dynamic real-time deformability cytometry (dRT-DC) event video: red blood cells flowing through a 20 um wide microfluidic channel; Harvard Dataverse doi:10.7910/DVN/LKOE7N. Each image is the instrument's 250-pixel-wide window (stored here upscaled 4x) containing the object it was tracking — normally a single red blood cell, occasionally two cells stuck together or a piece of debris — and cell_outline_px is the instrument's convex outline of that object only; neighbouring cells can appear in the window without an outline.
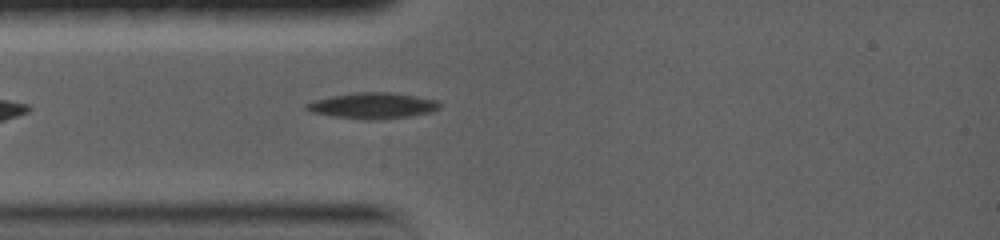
{"species": "common noctule bat (a hibernating species)", "species_latin": "Nyctalus noctula", "temperature_condition": "warm", "stored_images_in_passage": 41, "camera_frame_rate_fps": 5000, "um_per_image_px": 0.085, "animal": {"sex": "female", "body_mass_g": 19.0, "forearm_length_mm": 56.7}, "frame": {"image": 1, "passage_image": 1, "time_ms": 0.0, "image_size_px": [1000, 240], "cell_outline_px": [[440, 108], [432, 112], [408, 116], [372, 120], [364, 120], [332, 116], [308, 112], [304, 108], [304, 104], [312, 100], [332, 96], [356, 92], [388, 92], [416, 96], [436, 100], [440, 104]], "centroid_in_image_um": [31.62, 8.98], "position_along_channel_um": 53.4, "area_um2": 20.23}}
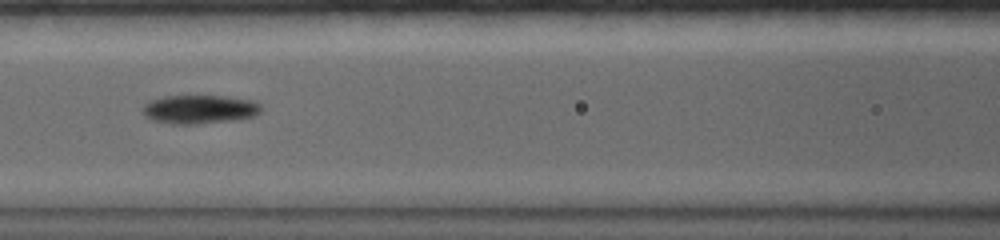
{"frame": {"image": 2, "passage_image": 6, "time_ms": 2.6, "image_size_px": [1000, 240], "cell_outline_px": [[260, 112], [252, 116], [224, 120], [188, 124], [172, 124], [156, 120], [148, 116], [144, 112], [144, 104], [148, 100], [164, 96], [228, 96], [252, 100], [260, 104]], "centroid_in_image_um": [16.94, 9.26], "position_along_channel_um": 149.7, "area_um2": 19.19}}
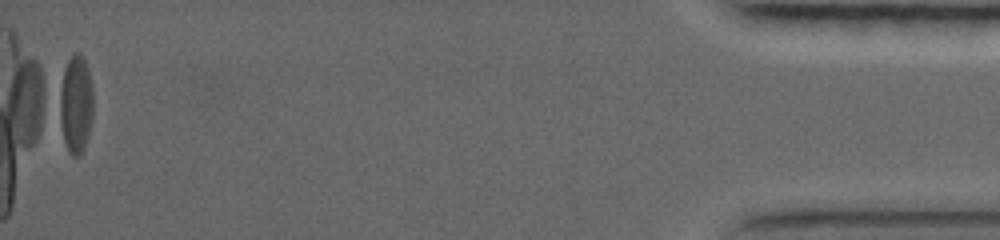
{"frame": {"image": 3, "passage_image": 40, "time_ms": 13.6, "image_size_px": [1000, 240], "cell_outline_px": [[88, 116], [84, 132], [76, 152], [72, 152], [68, 144], [64, 132], [64, 72], [68, 60], [76, 52], [80, 52], [84, 56], [88, 72]], "centroid_in_image_um": [6.43, 8.49], "position_along_channel_um": 428.8, "area_um2": 14.39}}